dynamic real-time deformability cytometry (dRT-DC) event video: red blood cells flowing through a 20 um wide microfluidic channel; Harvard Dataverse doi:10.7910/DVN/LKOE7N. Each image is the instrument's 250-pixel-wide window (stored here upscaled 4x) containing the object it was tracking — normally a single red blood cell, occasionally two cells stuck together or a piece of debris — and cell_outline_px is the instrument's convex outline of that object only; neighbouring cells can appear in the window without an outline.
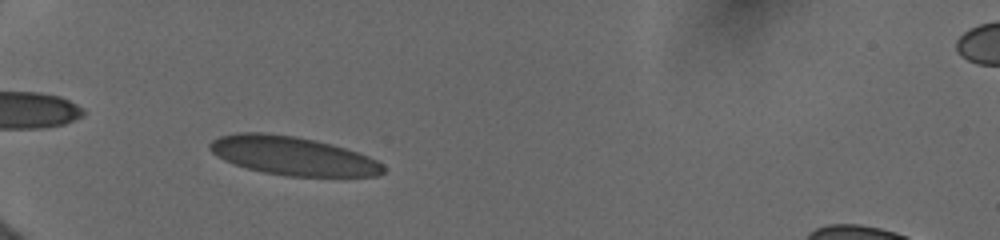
{"species": "human", "species_latin": "Homo sapiens", "temperature_condition": "cold", "stored_images_in_passage": 16, "camera_frame_rate_fps": 3000, "um_per_image_px": 0.085, "donor": {"sex": "female"}, "frame": {"image": 1, "passage_image": 1, "time_ms": 0.0, "image_size_px": [1000, 240], "cell_outline_px": [[384, 172], [376, 176], [288, 176], [264, 172], [248, 168], [224, 160], [216, 156], [208, 148], [208, 144], [212, 140], [220, 136], [236, 132], [264, 132], [296, 136], [316, 140], [332, 144], [368, 156], [384, 164]], "centroid_in_image_um": [24.85, 13.23], "position_along_channel_um": 60.1, "area_um2": 39.02}}
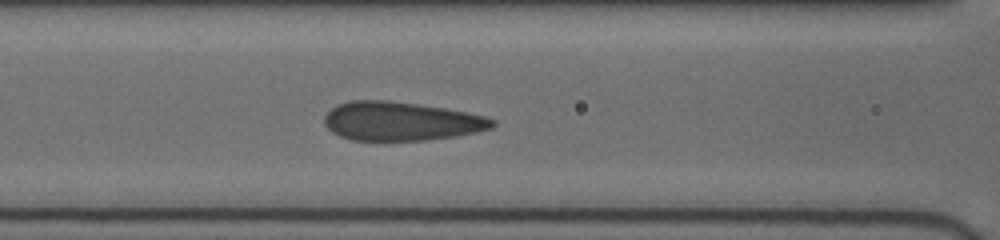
{"frame": {"image": 2, "passage_image": 6, "time_ms": 2.333, "image_size_px": [1000, 240], "cell_outline_px": [[496, 124], [492, 128], [476, 132], [456, 136], [424, 140], [352, 140], [340, 136], [332, 132], [324, 124], [324, 116], [332, 108], [340, 104], [352, 100], [384, 100], [416, 104], [444, 108], [484, 116], [496, 120]], "centroid_in_image_um": [34.08, 10.31], "position_along_channel_um": 132.5, "area_um2": 37.69}}
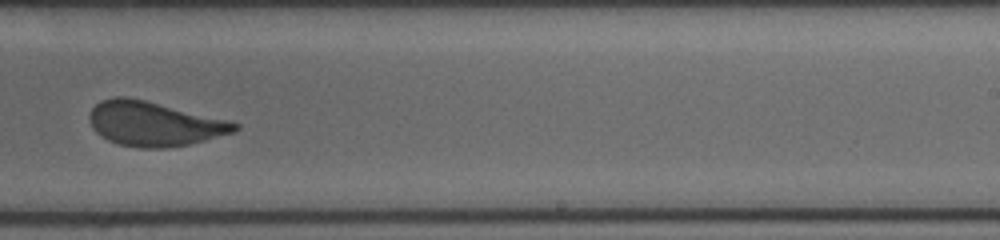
{"frame": {"image": 3, "passage_image": 14, "time_ms": 6.0, "image_size_px": [1000, 240], "cell_outline_px": [[240, 128], [236, 132], [188, 144], [164, 148], [140, 148], [120, 144], [108, 140], [100, 136], [92, 128], [88, 120], [88, 116], [92, 108], [100, 100], [116, 96], [124, 96], [144, 100], [228, 120], [240, 124]], "centroid_in_image_um": [13.07, 10.52], "position_along_channel_um": 275.9, "area_um2": 37.57}}